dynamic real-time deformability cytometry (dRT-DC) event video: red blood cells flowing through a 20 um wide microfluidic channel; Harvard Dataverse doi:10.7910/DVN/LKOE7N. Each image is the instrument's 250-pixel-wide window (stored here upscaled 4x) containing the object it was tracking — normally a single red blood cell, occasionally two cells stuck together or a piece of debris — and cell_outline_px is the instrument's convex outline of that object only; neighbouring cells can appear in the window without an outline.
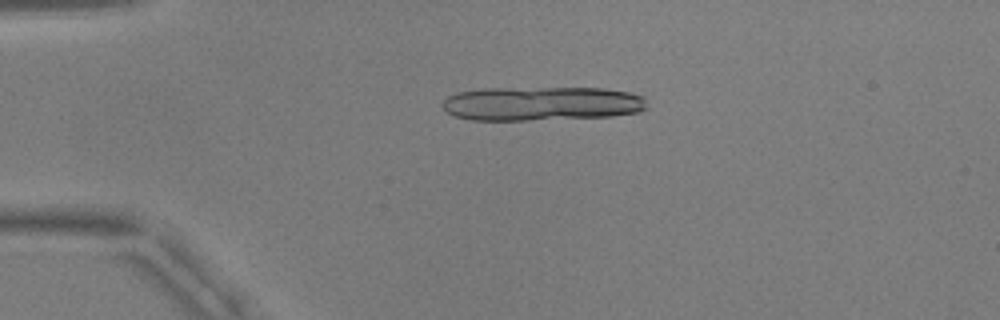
{"species": "common noctule bat (a hibernating species)", "species_latin": "Nyctalus noctula", "temperature_condition": "warm", "stored_images_in_passage": 16, "camera_frame_rate_fps": 3000, "um_per_image_px": 0.085, "animal": {"sex": "male", "body_mass_g": 17.9, "forearm_length_mm": 54.2}, "frame": {"image": 1, "passage_image": 12, "time_ms": 3.667, "image_size_px": [1000, 320], "cell_outline_px": [[648, 108], [640, 112], [612, 116], [528, 120], [472, 120], [456, 116], [448, 112], [444, 108], [444, 100], [448, 96], [456, 92], [484, 88], [604, 88], [628, 92], [644, 96]], "centroid_in_image_um": [46.09, 8.8], "position_along_channel_um": 38.9, "area_um2": 40.81}}